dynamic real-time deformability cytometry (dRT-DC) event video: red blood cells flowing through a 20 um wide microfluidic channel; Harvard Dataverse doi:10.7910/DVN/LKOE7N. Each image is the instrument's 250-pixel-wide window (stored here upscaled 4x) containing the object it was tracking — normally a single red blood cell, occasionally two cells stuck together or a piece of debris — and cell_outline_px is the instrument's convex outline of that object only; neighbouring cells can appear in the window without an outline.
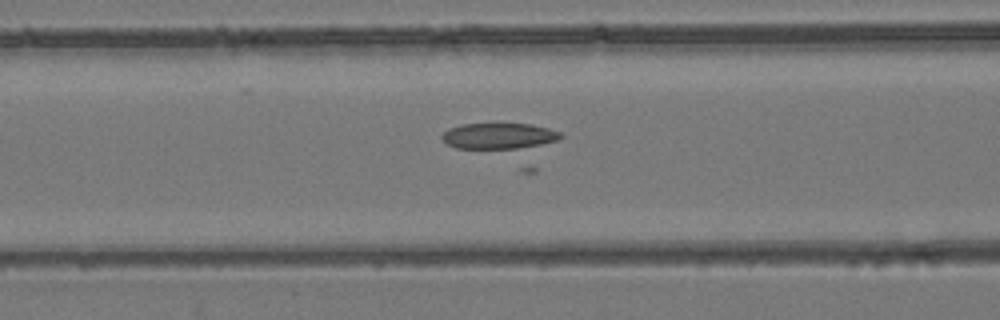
{"species": "common noctule bat (a hibernating species)", "species_latin": "Nyctalus noctula", "temperature_condition": "room temperature", "stored_images_in_passage": 54, "camera_frame_rate_fps": 3000, "um_per_image_px": 0.085, "animal": {"sex": "female", "body_mass_g": 24.6, "forearm_length_mm": 56.2}, "frame": {"image": 1, "passage_image": 22, "time_ms": 7.0, "image_size_px": [1000, 320], "cell_outline_px": [[564, 136], [560, 140], [540, 144], [516, 148], [456, 148], [448, 144], [440, 136], [448, 128], [464, 124], [492, 120], [496, 120], [532, 124], [548, 128], [560, 132]], "centroid_in_image_um": [42.4, 11.48], "position_along_channel_um": 124.2, "area_um2": 18.73}}
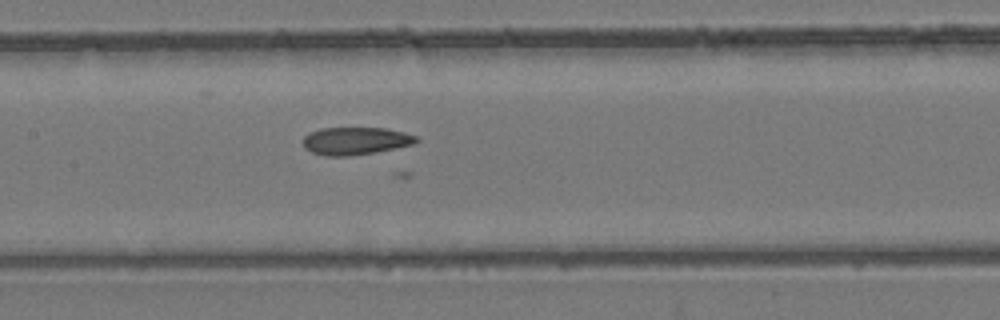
{"frame": {"image": 2, "passage_image": 26, "time_ms": 8.333, "image_size_px": [1000, 320], "cell_outline_px": [[420, 140], [412, 144], [372, 152], [348, 156], [324, 156], [312, 152], [304, 148], [304, 136], [308, 132], [320, 128], [388, 128], [404, 132], [416, 136]], "centroid_in_image_um": [30.18, 11.96], "position_along_channel_um": 177.2, "area_um2": 18.09}}
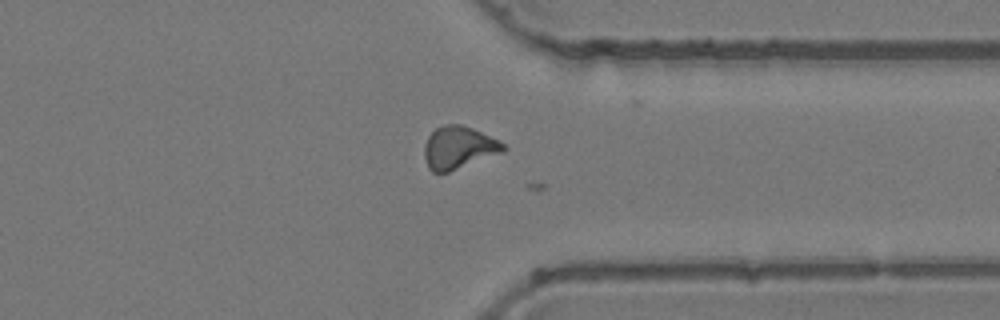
{"frame": {"image": 3, "passage_image": 41, "time_ms": 13.333, "image_size_px": [1000, 320], "cell_outline_px": [[508, 148], [504, 152], [448, 172], [432, 172], [428, 168], [424, 156], [424, 144], [428, 136], [436, 128], [444, 124], [460, 124], [472, 128], [500, 140]], "centroid_in_image_um": [38.99, 12.54], "position_along_channel_um": 372.4, "area_um2": 19.71}}